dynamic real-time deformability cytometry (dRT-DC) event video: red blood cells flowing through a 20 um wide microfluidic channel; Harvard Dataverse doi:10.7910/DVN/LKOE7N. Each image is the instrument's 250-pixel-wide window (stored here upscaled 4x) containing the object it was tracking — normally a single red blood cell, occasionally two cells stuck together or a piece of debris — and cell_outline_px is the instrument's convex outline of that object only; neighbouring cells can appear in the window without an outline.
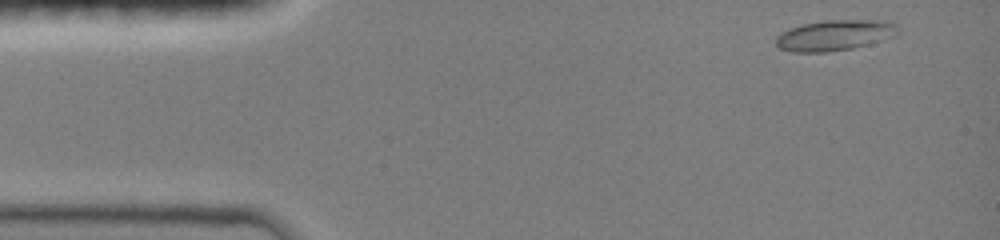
{"species": "common noctule bat (a hibernating species)", "species_latin": "Nyctalus noctula", "temperature_condition": "room temperature", "stored_images_in_passage": 11, "camera_frame_rate_fps": 3000, "um_per_image_px": 0.085, "animal": {"sex": "female", "body_mass_g": 19.0, "forearm_length_mm": 51.5}, "frame": {"image": 1, "passage_image": 1, "time_ms": 0.0, "image_size_px": [1000, 240], "cell_outline_px": [[900, 28], [896, 32], [868, 44], [852, 48], [828, 52], [792, 52], [780, 48], [776, 44], [776, 36], [780, 32], [804, 24], [828, 20], [880, 20], [896, 24]], "centroid_in_image_um": [70.87, 3.0], "position_along_channel_um": 14.1, "area_um2": 21.27}}
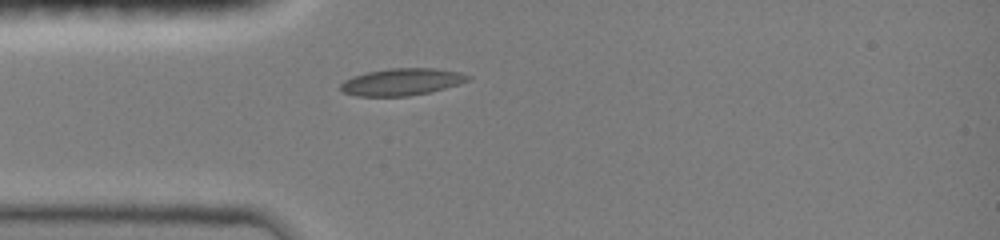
{"frame": {"image": 2, "passage_image": 9, "time_ms": 3.0, "image_size_px": [1000, 240], "cell_outline_px": [[472, 76], [468, 80], [444, 88], [428, 92], [408, 96], [356, 96], [344, 92], [340, 88], [340, 84], [344, 80], [352, 76], [368, 72], [388, 68], [436, 68], [460, 72]], "centroid_in_image_um": [34.12, 6.95], "position_along_channel_um": 50.9, "area_um2": 19.94}}